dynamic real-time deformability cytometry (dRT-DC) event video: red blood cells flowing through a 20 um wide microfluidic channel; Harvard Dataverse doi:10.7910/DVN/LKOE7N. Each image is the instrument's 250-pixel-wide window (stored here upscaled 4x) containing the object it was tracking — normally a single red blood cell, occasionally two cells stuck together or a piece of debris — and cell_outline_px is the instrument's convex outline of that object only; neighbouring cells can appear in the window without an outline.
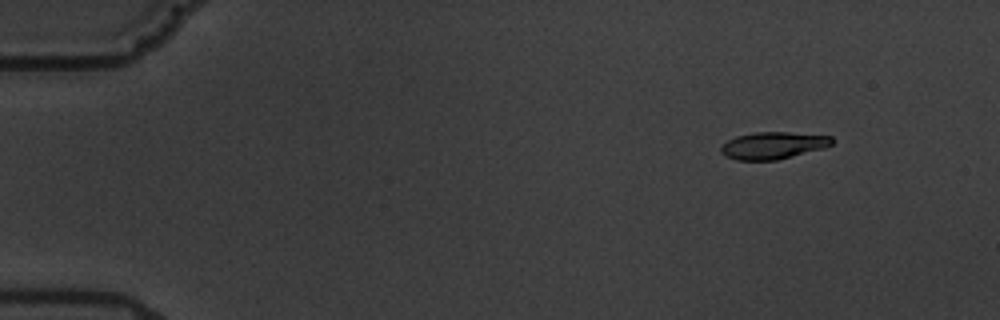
{"species": "common noctule bat (a hibernating species)", "species_latin": "Nyctalus noctula", "temperature_condition": "warm", "stored_images_in_passage": 4, "camera_frame_rate_fps": 3000, "um_per_image_px": 0.085, "animal": {"sex": "male", "body_mass_g": 19.5, "forearm_length_mm": 54.6}, "frame": {"image": 1, "passage_image": 1, "time_ms": 0.0, "image_size_px": [1000, 320], "cell_outline_px": [[832, 144], [824, 148], [776, 160], [736, 160], [720, 152], [720, 148], [728, 140], [736, 136], [756, 132], [788, 132], [832, 136]], "centroid_in_image_um": [65.71, 12.36], "position_along_channel_um": 19.3, "area_um2": 17.34}}
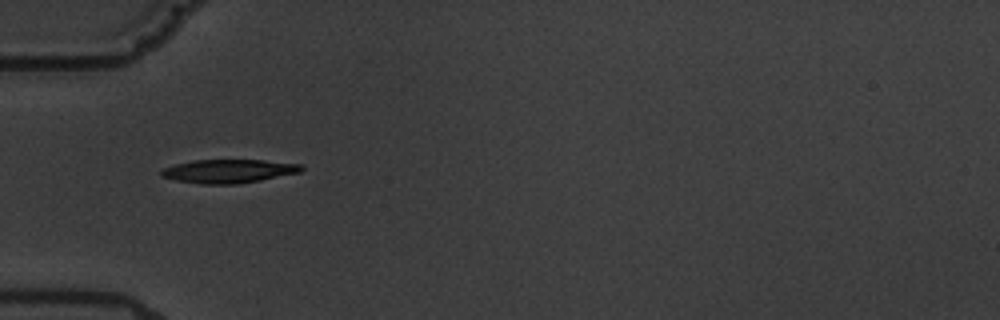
{"frame": {"image": 2, "passage_image": 4, "time_ms": 4.333, "image_size_px": [1000, 320], "cell_outline_px": [[304, 168], [300, 172], [260, 180], [236, 184], [200, 184], [176, 180], [160, 176], [160, 172], [164, 168], [176, 164], [192, 160], [264, 160], [304, 164]], "centroid_in_image_um": [19.45, 14.54], "position_along_channel_um": 65.6, "area_um2": 19.25}}